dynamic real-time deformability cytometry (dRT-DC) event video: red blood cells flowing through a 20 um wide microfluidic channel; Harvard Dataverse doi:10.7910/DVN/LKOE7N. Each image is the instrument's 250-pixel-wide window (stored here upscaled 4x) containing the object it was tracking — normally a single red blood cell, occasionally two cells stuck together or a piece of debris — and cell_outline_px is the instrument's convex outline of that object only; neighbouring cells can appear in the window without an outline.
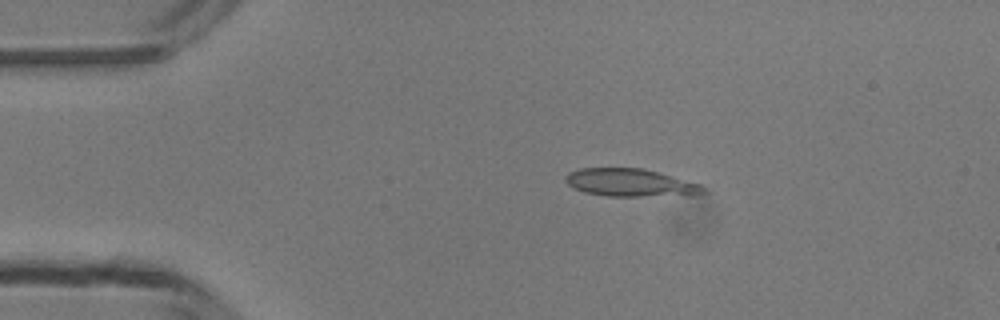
{"species": "common noctule bat (a hibernating species)", "species_latin": "Nyctalus noctula", "temperature_condition": "room temperature", "stored_images_in_passage": 4, "camera_frame_rate_fps": 3000, "um_per_image_px": 0.085, "animal": {"sex": "male", "body_mass_g": 13.3}, "frame": {"image": 1, "passage_image": 2, "time_ms": 1.333, "image_size_px": [1000, 320], "cell_outline_px": [[708, 192], [692, 196], [608, 196], [584, 192], [568, 184], [564, 180], [564, 176], [568, 172], [580, 168], [640, 168], [656, 172], [700, 184]], "centroid_in_image_um": [53.6, 15.54], "position_along_channel_um": 31.4, "area_um2": 22.31}}